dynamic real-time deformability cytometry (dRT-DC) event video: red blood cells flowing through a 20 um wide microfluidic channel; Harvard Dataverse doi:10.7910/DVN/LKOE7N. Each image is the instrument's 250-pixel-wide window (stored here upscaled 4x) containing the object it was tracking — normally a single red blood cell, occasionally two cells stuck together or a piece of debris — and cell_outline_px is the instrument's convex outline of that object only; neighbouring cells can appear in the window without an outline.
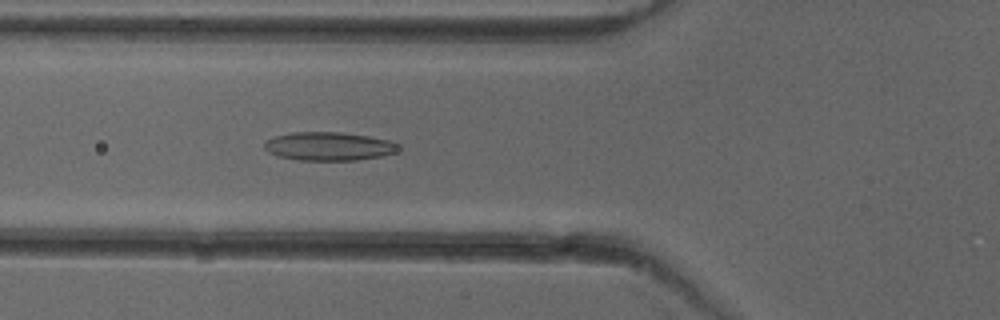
{"species": "common noctule bat (a hibernating species)", "species_latin": "Nyctalus noctula", "temperature_condition": "cold", "stored_images_in_passage": 40, "camera_frame_rate_fps": 3000, "um_per_image_px": 0.085, "animal": {"sex": "female"}, "frame": {"image": 1, "passage_image": 8, "time_ms": 2.333, "image_size_px": [1000, 320], "cell_outline_px": [[400, 148], [396, 152], [384, 156], [356, 160], [300, 160], [276, 156], [268, 152], [264, 148], [264, 144], [268, 140], [276, 136], [292, 132], [340, 132], [368, 136], [388, 140], [400, 144]], "centroid_in_image_um": [27.98, 12.44], "position_along_channel_um": 97.8, "area_um2": 22.31}}
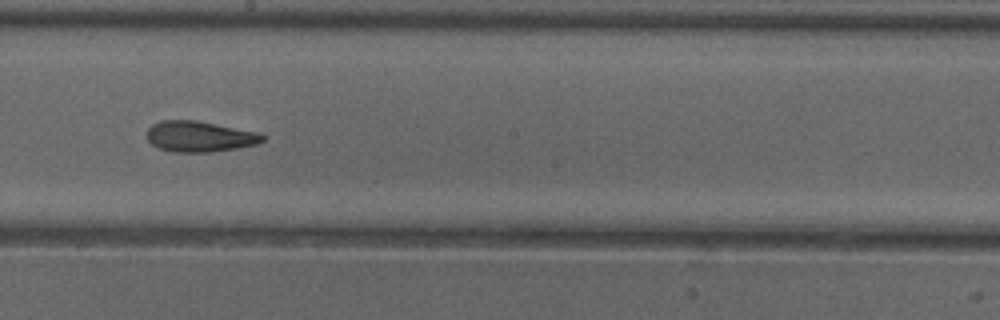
{"frame": {"image": 2, "passage_image": 18, "time_ms": 5.667, "image_size_px": [1000, 320], "cell_outline_px": [[264, 140], [256, 144], [236, 148], [212, 152], [172, 152], [156, 148], [148, 140], [148, 128], [152, 124], [160, 120], [196, 120], [260, 132], [264, 136]], "centroid_in_image_um": [16.95, 11.6], "position_along_channel_um": 231.2, "area_um2": 20.87}}
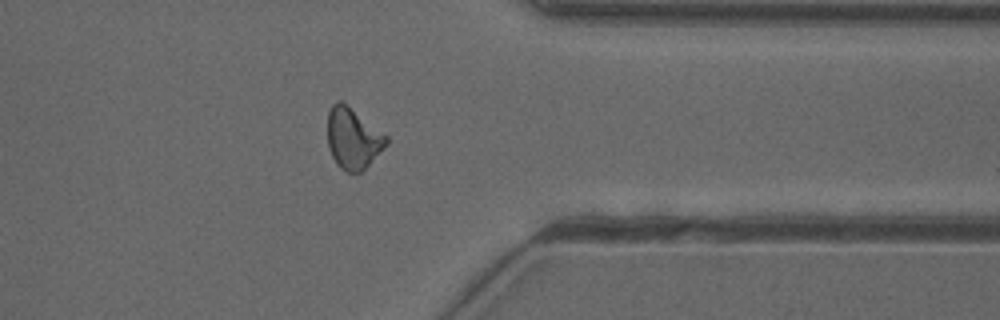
{"frame": {"image": 3, "passage_image": 30, "time_ms": 9.667, "image_size_px": [1000, 320], "cell_outline_px": [[388, 144], [360, 172], [348, 172], [340, 168], [336, 164], [328, 148], [328, 112], [332, 104], [336, 100], [340, 100], [388, 136]], "centroid_in_image_um": [29.99, 11.76], "position_along_channel_um": 381.4, "area_um2": 20.63}, "authors_computed_cell_mechanics": {"area_um2": 20.7213, "velocity_mm_per_s": 3.9799, "shape_relaxation_time_tau1_ms": null, "shape_relaxation_time_tau2_ms": 3.3412, "deformation_change_tau1": null, "deformation_change_tau2": 0.1105}}